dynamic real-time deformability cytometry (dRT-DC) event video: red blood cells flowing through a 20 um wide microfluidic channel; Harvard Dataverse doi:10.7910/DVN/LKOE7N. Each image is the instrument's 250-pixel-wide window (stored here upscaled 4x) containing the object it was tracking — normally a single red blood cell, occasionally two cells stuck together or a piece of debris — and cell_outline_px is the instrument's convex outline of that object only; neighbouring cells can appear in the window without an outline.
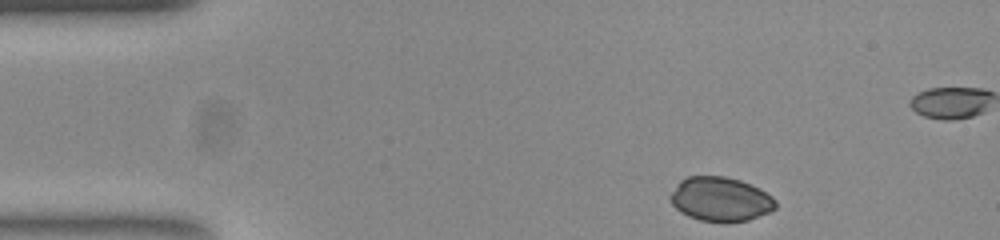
{"species": "common noctule bat (a hibernating species)", "species_latin": "Nyctalus noctula", "temperature_condition": "room temperature", "stored_images_in_passage": 39, "camera_frame_rate_fps": 3000, "um_per_image_px": 0.085, "animal": {"sex": "female", "body_mass_g": 23.0, "forearm_length_mm": 53.4}, "frame": {"image": 1, "passage_image": 1, "time_ms": 0.0, "image_size_px": [1000, 240], "cell_outline_px": [[776, 208], [768, 212], [748, 220], [700, 220], [688, 216], [676, 208], [672, 204], [668, 196], [680, 180], [688, 176], [724, 176], [740, 180], [772, 196], [776, 200]], "centroid_in_image_um": [61.2, 16.9], "position_along_channel_um": 23.8, "area_um2": 26.53}}
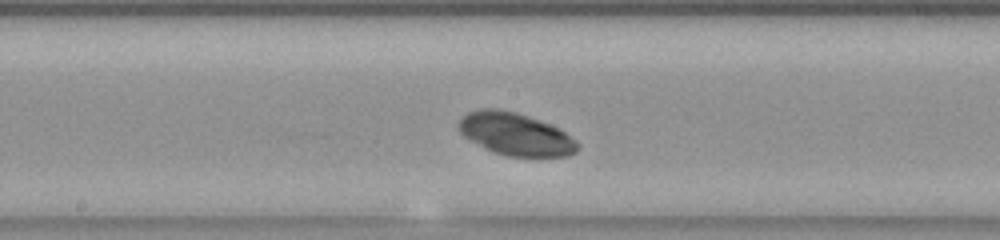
{"frame": {"image": 2, "passage_image": 21, "time_ms": 6.667, "image_size_px": [1000, 240], "cell_outline_px": [[580, 148], [576, 152], [568, 156], [508, 156], [492, 152], [464, 136], [460, 132], [460, 120], [468, 112], [480, 108], [496, 108], [516, 112], [528, 116], [548, 124], [564, 132], [576, 140], [580, 144]], "centroid_in_image_um": [43.84, 11.4], "position_along_channel_um": 204.4, "area_um2": 29.13}}
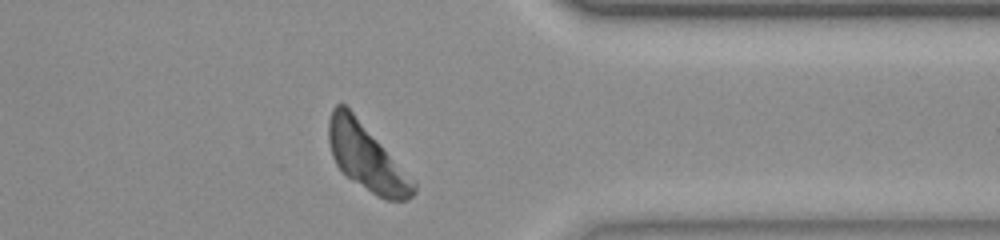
{"frame": {"image": 3, "passage_image": 36, "time_ms": 11.667, "image_size_px": [1000, 240], "cell_outline_px": [[416, 192], [408, 200], [384, 200], [376, 196], [348, 176], [336, 164], [332, 156], [328, 140], [328, 120], [332, 108], [336, 104], [344, 104], [352, 112], [416, 184]], "centroid_in_image_um": [31.11, 13.39], "position_along_channel_um": 380.3, "area_um2": 31.67}, "authors_computed_cell_mechanics": {"area_um2": 29.6514, "velocity_mm_per_s": 3.7411, "shape_relaxation_time_tau1_ms": 0.743, "shape_relaxation_time_tau2_ms": null, "deformation_change_tau1": 0.0239, "deformation_change_tau2": null}}